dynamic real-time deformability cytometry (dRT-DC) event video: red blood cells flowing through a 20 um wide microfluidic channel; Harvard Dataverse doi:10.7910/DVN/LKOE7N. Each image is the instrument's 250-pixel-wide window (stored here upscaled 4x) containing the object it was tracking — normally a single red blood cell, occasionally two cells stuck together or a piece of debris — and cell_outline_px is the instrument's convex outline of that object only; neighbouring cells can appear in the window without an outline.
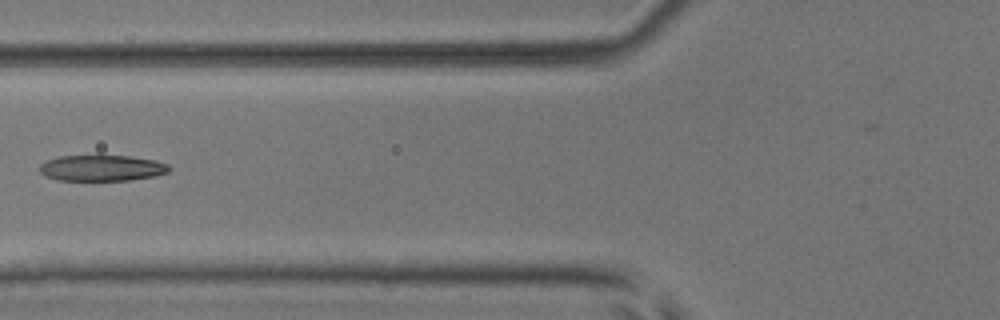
{"species": "common noctule bat (a hibernating species)", "species_latin": "Nyctalus noctula", "temperature_condition": "room temperature", "stored_images_in_passage": 6, "camera_frame_rate_fps": 3000, "um_per_image_px": 0.085, "animal": {"sex": "male", "body_mass_g": 17.9, "forearm_length_mm": 54.2}, "frame": {"image": 1, "passage_image": 6, "time_ms": 1.667, "image_size_px": [1000, 320], "cell_outline_px": [[172, 168], [168, 172], [152, 176], [132, 180], [56, 180], [44, 176], [40, 172], [40, 164], [48, 160], [60, 156], [128, 156], [156, 160], [168, 164]], "centroid_in_image_um": [8.66, 14.29], "position_along_channel_um": 117.1, "area_um2": 19.54}}